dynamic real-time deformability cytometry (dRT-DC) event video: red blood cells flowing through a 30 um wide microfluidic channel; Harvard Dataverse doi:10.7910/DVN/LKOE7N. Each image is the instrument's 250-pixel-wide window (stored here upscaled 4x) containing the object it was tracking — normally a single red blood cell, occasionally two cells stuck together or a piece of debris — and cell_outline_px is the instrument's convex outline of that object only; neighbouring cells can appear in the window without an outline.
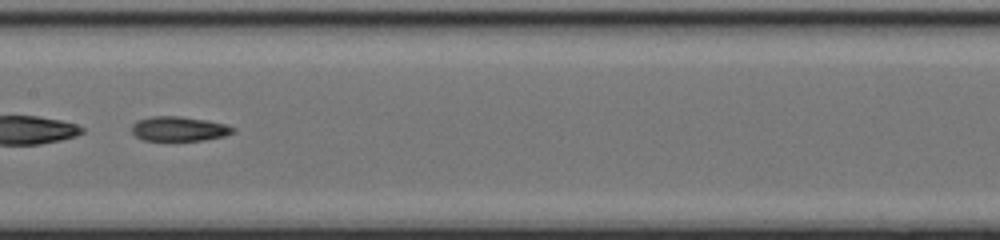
{"species": "common noctule bat (a hibernating species)", "species_latin": "Nyctalus noctula", "temperature_condition": "cold", "stored_images_in_passage": 52, "segment_of_instrument_passage": [2, 2], "camera_frame_rate_fps": 3000, "um_per_image_px": 0.085, "animal": {"sex": "female", "body_mass_g": 17.0, "forearm_length_mm": 48.0}, "frame": {"image": 1, "passage_image": 28, "time_ms": 9.0, "image_size_px": [1000, 240], "cell_outline_px": [[236, 132], [224, 136], [204, 140], [140, 140], [132, 132], [132, 124], [136, 120], [152, 116], [180, 116], [208, 120], [224, 124], [236, 128]], "centroid_in_image_um": [15.22, 10.94], "position_along_channel_um": 192.2, "area_um2": 14.62}}